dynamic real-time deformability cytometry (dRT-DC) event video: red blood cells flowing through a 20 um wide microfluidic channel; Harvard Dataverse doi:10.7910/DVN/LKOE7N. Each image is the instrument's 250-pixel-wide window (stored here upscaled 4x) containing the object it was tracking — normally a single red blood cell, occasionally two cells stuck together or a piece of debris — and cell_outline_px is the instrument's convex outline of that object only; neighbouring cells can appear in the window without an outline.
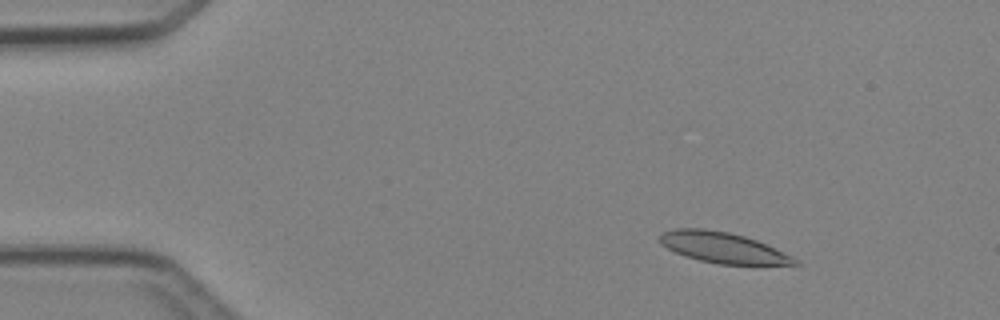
{"species": "Egyptian fruit bat (a non-hibernating species)", "species_latin": "Rousettus aegyptiacus", "temperature_condition": "cold", "stored_images_in_passage": 5, "camera_frame_rate_fps": 3000, "um_per_image_px": 0.085, "animal": {"sex": "female"}, "frame": {"image": 1, "passage_image": 2, "time_ms": 1.0, "image_size_px": [1000, 320], "cell_outline_px": [[800, 264], [716, 264], [684, 256], [668, 248], [660, 240], [660, 236], [664, 232], [672, 228], [704, 228], [728, 232], [744, 236], [756, 240], [792, 256], [800, 260]], "centroid_in_image_um": [61.44, 21.04], "position_along_channel_um": 23.6, "area_um2": 23.81}}